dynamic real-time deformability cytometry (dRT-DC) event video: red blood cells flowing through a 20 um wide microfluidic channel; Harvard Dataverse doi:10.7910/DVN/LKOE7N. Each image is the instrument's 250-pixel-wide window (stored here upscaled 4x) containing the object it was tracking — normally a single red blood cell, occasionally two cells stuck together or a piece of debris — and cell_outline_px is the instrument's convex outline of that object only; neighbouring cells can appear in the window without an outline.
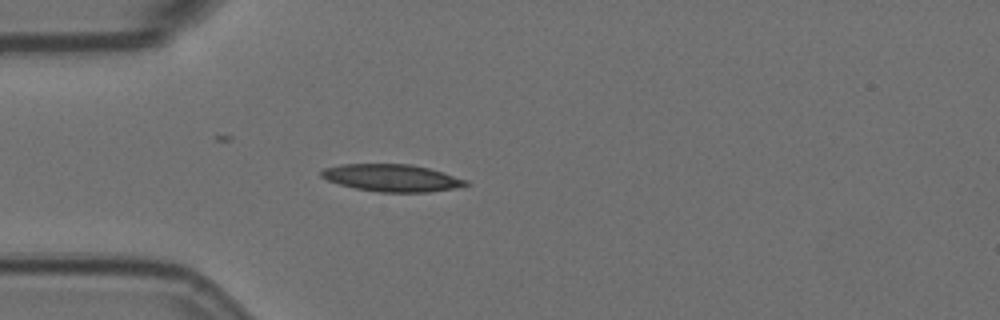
{"species": "Egyptian fruit bat (a non-hibernating species)", "species_latin": "Rousettus aegyptiacus", "temperature_condition": "room temperature", "stored_images_in_passage": 3, "camera_frame_rate_fps": 3000, "um_per_image_px": 0.085, "animal": {"sex": "female"}, "frame": {"image": 1, "passage_image": 3, "time_ms": 0.667, "image_size_px": [1000, 320], "cell_outline_px": [[468, 184], [456, 188], [428, 192], [380, 192], [356, 188], [340, 184], [328, 180], [320, 176], [320, 168], [340, 164], [412, 164], [428, 168], [468, 180]], "centroid_in_image_um": [33.27, 15.11], "position_along_channel_um": 51.7, "area_um2": 22.89}}